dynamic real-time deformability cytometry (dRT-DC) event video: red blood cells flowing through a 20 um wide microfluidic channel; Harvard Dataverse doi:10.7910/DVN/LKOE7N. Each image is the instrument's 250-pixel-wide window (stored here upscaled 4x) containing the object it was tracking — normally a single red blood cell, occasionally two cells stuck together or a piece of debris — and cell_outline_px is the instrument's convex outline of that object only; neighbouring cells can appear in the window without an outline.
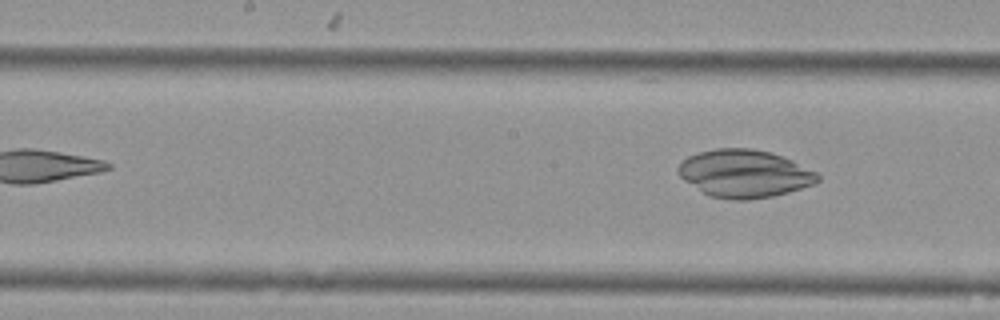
{"species": "Egyptian fruit bat (a non-hibernating species)", "species_latin": "Rousettus aegyptiacus", "temperature_condition": "cold", "stored_images_in_passage": 6, "camera_frame_rate_fps": 3000, "um_per_image_px": 0.085, "animal": {"sex": "female"}, "frame": {"image": 1, "passage_image": 6, "time_ms": 1.667, "image_size_px": [1000, 320], "cell_outline_px": [[820, 180], [812, 184], [788, 192], [772, 196], [748, 200], [732, 200], [708, 196], [684, 180], [680, 176], [676, 168], [688, 156], [696, 152], [716, 148], [752, 148], [772, 152], [792, 160], [816, 172], [820, 176]], "centroid_in_image_um": [63.25, 14.75], "position_along_channel_um": 184.9, "area_um2": 38.9}}